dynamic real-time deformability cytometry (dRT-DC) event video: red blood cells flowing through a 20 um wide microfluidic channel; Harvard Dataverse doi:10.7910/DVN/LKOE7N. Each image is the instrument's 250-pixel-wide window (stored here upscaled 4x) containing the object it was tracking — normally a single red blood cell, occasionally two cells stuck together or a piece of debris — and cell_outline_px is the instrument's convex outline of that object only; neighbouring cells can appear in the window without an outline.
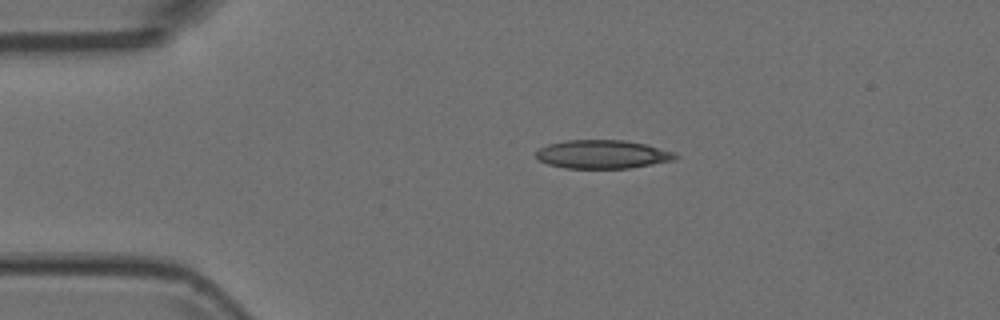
{"species": "Egyptian fruit bat (a non-hibernating species)", "species_latin": "Rousettus aegyptiacus", "temperature_condition": "room temperature", "stored_images_in_passage": 4, "segment_of_instrument_passage": [1, 2], "camera_frame_rate_fps": 3000, "um_per_image_px": 0.085, "animal": {"sex": "female"}, "frame": {"image": 1, "passage_image": 2, "time_ms": 0.333, "image_size_px": [1000, 320], "cell_outline_px": [[680, 156], [672, 160], [628, 168], [564, 168], [548, 164], [540, 160], [536, 156], [536, 152], [540, 148], [548, 144], [568, 140], [624, 140], [648, 144], [676, 152]], "centroid_in_image_um": [51.24, 13.1], "position_along_channel_um": 33.8, "area_um2": 23.12}}